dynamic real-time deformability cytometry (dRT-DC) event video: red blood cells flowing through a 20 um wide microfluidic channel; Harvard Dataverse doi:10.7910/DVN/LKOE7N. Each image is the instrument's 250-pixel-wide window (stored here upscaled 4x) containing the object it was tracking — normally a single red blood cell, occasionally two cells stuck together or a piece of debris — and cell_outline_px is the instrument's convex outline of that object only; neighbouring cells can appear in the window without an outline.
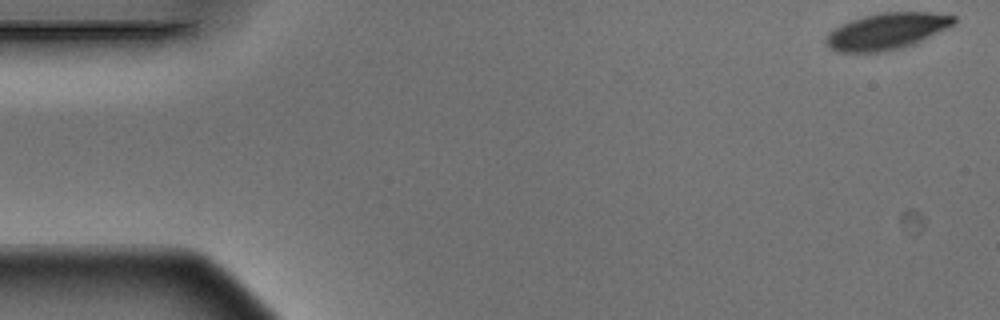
{"species": "Egyptian fruit bat (a non-hibernating species)", "species_latin": "Rousettus aegyptiacus", "temperature_condition": "warm", "stored_images_in_passage": 5, "camera_frame_rate_fps": 3000, "um_per_image_px": 0.085, "animal": {"sex": "male"}, "frame": {"image": 1, "passage_image": 1, "time_ms": 0.0, "image_size_px": [1000, 320], "cell_outline_px": [[956, 24], [948, 28], [904, 48], [884, 52], [836, 52], [828, 48], [824, 40], [828, 32], [832, 28], [840, 24], [864, 16], [884, 12], [932, 12], [956, 16]], "centroid_in_image_um": [75.35, 2.66], "position_along_channel_um": 9.6, "area_um2": 27.51}}
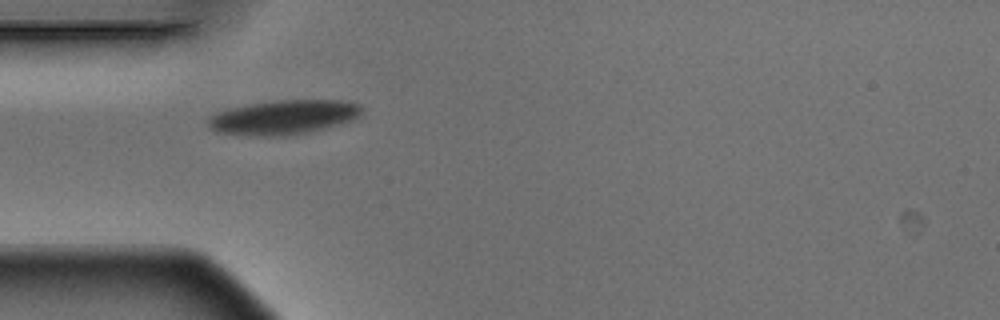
{"frame": {"image": 2, "passage_image": 5, "time_ms": 1.333, "image_size_px": [1000, 320], "cell_outline_px": [[364, 116], [328, 128], [308, 132], [280, 136], [248, 136], [216, 132], [208, 128], [208, 120], [216, 112], [228, 108], [276, 100], [340, 100], [360, 104], [364, 108]], "centroid_in_image_um": [24.15, 9.97], "position_along_channel_um": 60.8, "area_um2": 31.21}}